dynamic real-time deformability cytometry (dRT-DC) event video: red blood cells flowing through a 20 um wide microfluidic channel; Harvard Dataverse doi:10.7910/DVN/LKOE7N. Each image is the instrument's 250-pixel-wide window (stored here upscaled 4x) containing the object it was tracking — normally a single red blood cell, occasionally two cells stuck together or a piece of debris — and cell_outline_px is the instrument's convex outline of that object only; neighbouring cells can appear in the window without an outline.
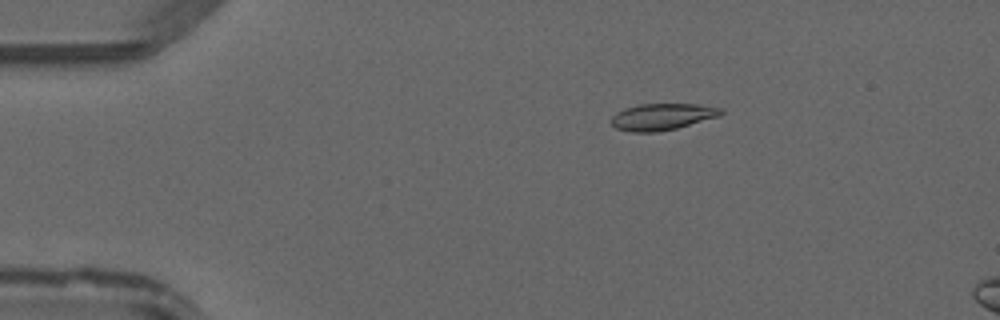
{"species": "common noctule bat (a hibernating species)", "species_latin": "Nyctalus noctula", "temperature_condition": "warm", "stored_images_in_passage": 48, "camera_frame_rate_fps": 3000, "um_per_image_px": 0.085, "animal": {"sex": "male", "forearm_length_mm": 52.5}, "frame": {"image": 1, "passage_image": 9, "time_ms": 2.667, "image_size_px": [1000, 320], "cell_outline_px": [[724, 112], [720, 116], [676, 128], [656, 132], [632, 132], [616, 128], [608, 120], [616, 112], [624, 108], [640, 104], [696, 104], [724, 108]], "centroid_in_image_um": [56.27, 9.92], "position_along_channel_um": 28.7, "area_um2": 17.11}}
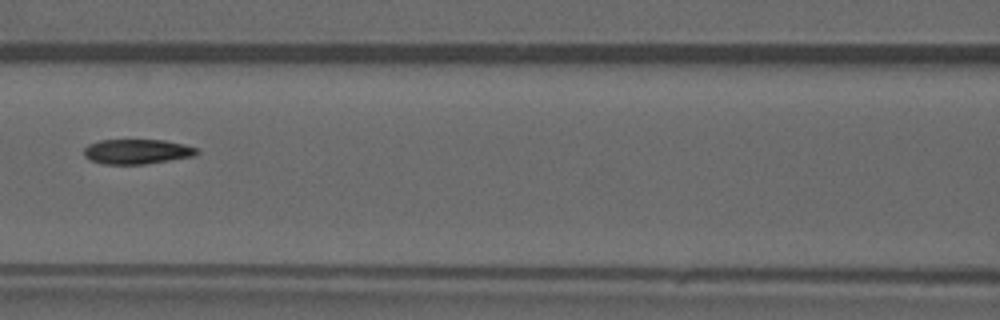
{"frame": {"image": 2, "passage_image": 22, "time_ms": 7.0, "image_size_px": [1000, 320], "cell_outline_px": [[200, 152], [196, 156], [144, 164], [104, 164], [88, 160], [84, 156], [84, 148], [88, 144], [100, 140], [164, 140], [184, 144], [196, 148]], "centroid_in_image_um": [11.64, 12.88], "position_along_channel_um": 155.0, "area_um2": 16.47}}
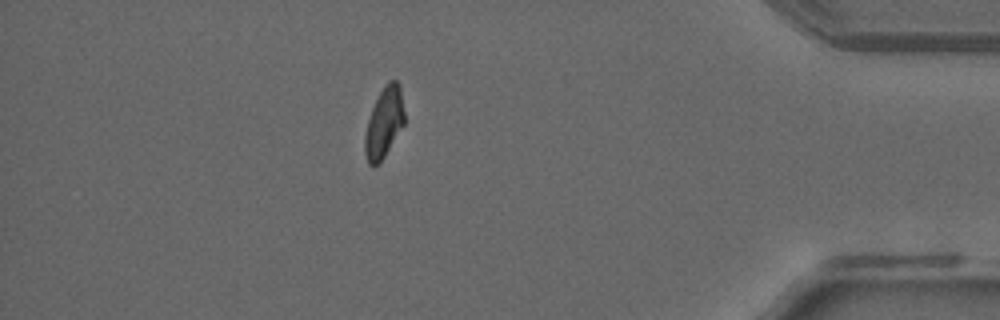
{"frame": {"image": 3, "passage_image": 42, "time_ms": 13.667, "image_size_px": [1000, 320], "cell_outline_px": [[404, 124], [384, 156], [376, 164], [368, 164], [364, 152], [364, 136], [368, 120], [372, 108], [384, 84], [388, 80], [396, 80], [400, 84], [404, 112]], "centroid_in_image_um": [32.64, 10.38], "position_along_channel_um": 402.6, "area_um2": 16.01}}